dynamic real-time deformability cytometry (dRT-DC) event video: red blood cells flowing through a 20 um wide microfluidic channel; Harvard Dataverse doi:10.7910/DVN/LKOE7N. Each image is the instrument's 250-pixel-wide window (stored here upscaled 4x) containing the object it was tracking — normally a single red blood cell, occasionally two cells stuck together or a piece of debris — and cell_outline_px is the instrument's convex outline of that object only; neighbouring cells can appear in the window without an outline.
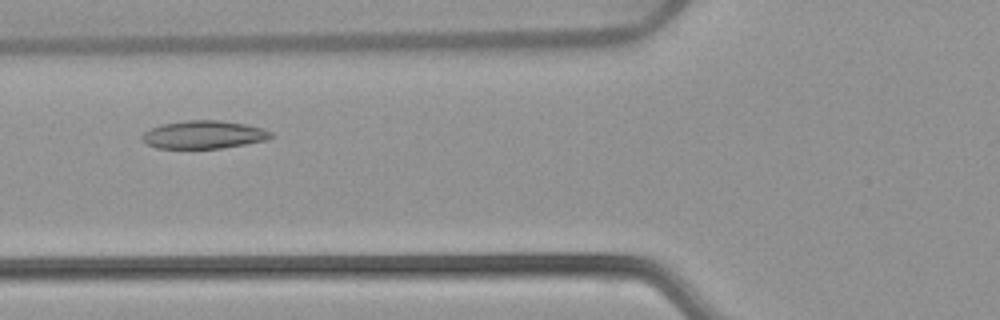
{"species": "common noctule bat (a hibernating species)", "species_latin": "Nyctalus noctula", "temperature_condition": "warm", "stored_images_in_passage": 47, "camera_frame_rate_fps": 3000, "um_per_image_px": 0.085, "animal": {"sex": "female", "body_mass_g": 22.7, "forearm_length_mm": 54.2}, "frame": {"image": 1, "passage_image": 15, "time_ms": 4.667, "image_size_px": [1000, 320], "cell_outline_px": [[272, 136], [264, 140], [244, 144], [220, 148], [156, 148], [140, 140], [140, 136], [144, 132], [160, 124], [188, 120], [220, 120], [244, 124], [260, 128], [272, 132]], "centroid_in_image_um": [17.25, 11.44], "position_along_channel_um": 108.6, "area_um2": 20.81}}
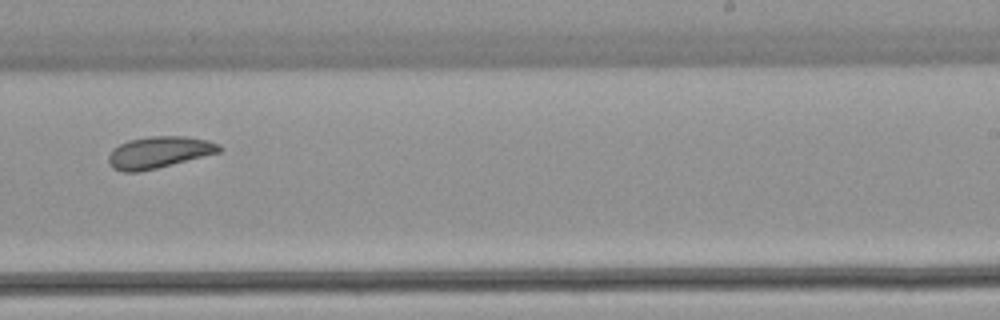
{"frame": {"image": 2, "passage_image": 28, "time_ms": 9.0, "image_size_px": [1000, 320], "cell_outline_px": [[224, 148], [220, 152], [140, 172], [124, 172], [112, 168], [108, 164], [108, 156], [112, 148], [128, 140], [152, 136], [184, 136], [208, 140], [220, 144]], "centroid_in_image_um": [13.5, 12.94], "position_along_channel_um": 275.5, "area_um2": 20.52}}
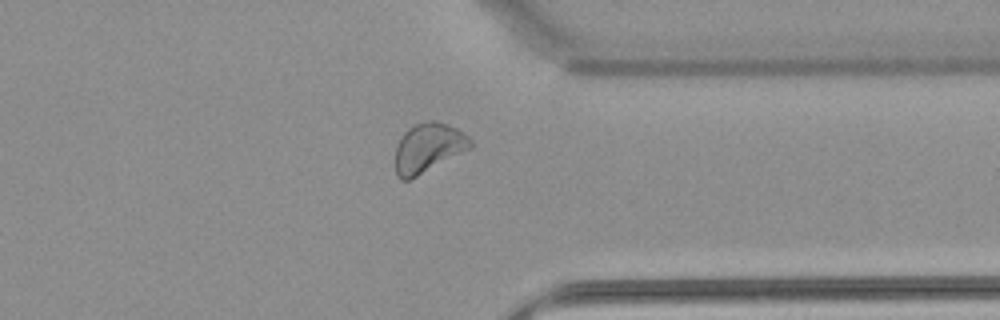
{"frame": {"image": 3, "passage_image": 36, "time_ms": 11.667, "image_size_px": [1000, 320], "cell_outline_px": [[472, 148], [408, 180], [400, 180], [396, 176], [396, 148], [404, 132], [408, 128], [416, 124], [428, 120], [436, 120], [448, 124], [456, 128], [468, 136], [472, 140]], "centroid_in_image_um": [36.42, 12.55], "position_along_channel_um": 375.0, "area_um2": 21.44}, "authors_computed_cell_mechanics": {"area_um2": 21.4438, "velocity_mm_per_s": 3.8547, "shape_relaxation_time_tau1_ms": 6.783, "shape_relaxation_time_tau2_ms": 3.5593, "deformation_change_tau1": 0.1153, "deformation_change_tau2": 0.0906}}